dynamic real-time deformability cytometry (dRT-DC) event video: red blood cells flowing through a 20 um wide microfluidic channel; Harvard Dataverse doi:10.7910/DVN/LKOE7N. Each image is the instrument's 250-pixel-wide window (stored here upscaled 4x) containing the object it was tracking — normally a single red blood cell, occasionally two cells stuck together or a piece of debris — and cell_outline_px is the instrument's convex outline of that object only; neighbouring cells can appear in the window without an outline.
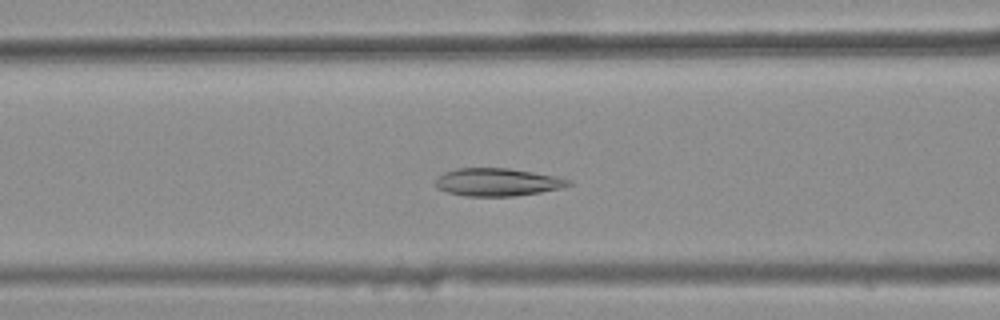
{"species": "common noctule bat (a hibernating species)", "species_latin": "Nyctalus noctula", "temperature_condition": "warm", "stored_images_in_passage": 42, "camera_frame_rate_fps": 3000, "um_per_image_px": 0.085, "animal": {"sex": "female", "body_mass_g": 25.1}, "frame": {"image": 1, "passage_image": 20, "time_ms": 6.333, "image_size_px": [1000, 320], "cell_outline_px": [[572, 184], [564, 188], [516, 196], [464, 196], [448, 192], [436, 188], [436, 180], [444, 172], [456, 168], [508, 168], [556, 176], [572, 180]], "centroid_in_image_um": [42.31, 15.48], "position_along_channel_um": 124.3, "area_um2": 21.62}}
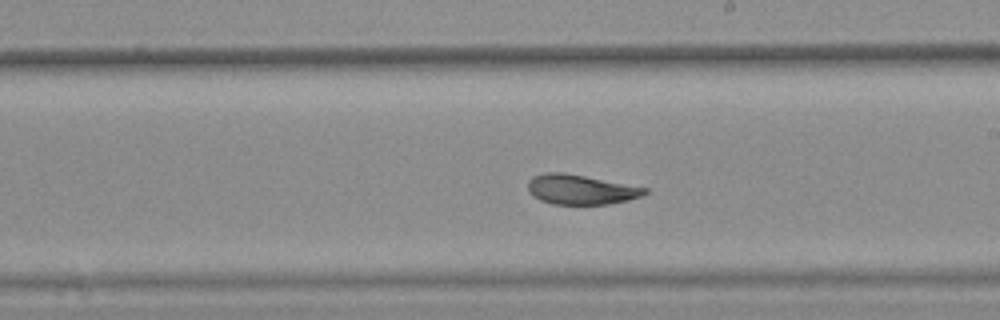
{"frame": {"image": 2, "passage_image": 29, "time_ms": 9.333, "image_size_px": [1000, 320], "cell_outline_px": [[648, 192], [640, 196], [628, 200], [608, 204], [552, 204], [540, 200], [532, 196], [528, 192], [528, 180], [532, 176], [544, 172], [564, 172], [648, 188]], "centroid_in_image_um": [49.31, 16.1], "position_along_channel_um": 239.7, "area_um2": 20.35}}
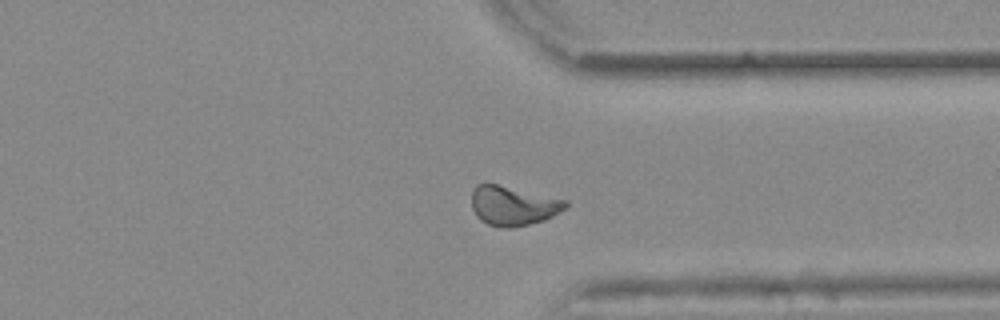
{"frame": {"image": 3, "passage_image": 39, "time_ms": 12.667, "image_size_px": [1000, 320], "cell_outline_px": [[568, 208], [544, 220], [516, 228], [500, 228], [488, 224], [480, 220], [476, 216], [472, 208], [472, 188], [476, 184], [496, 184], [568, 200]], "centroid_in_image_um": [43.62, 17.5], "position_along_channel_um": 367.8, "area_um2": 21.79}, "authors_computed_cell_mechanics": {"area_um2": 21.7906, "velocity_mm_per_s": 3.8576, "shape_relaxation_time_tau1_ms": null, "shape_relaxation_time_tau2_ms": 1.4515, "deformation_change_tau1": null, "deformation_change_tau2": 0.0634}}